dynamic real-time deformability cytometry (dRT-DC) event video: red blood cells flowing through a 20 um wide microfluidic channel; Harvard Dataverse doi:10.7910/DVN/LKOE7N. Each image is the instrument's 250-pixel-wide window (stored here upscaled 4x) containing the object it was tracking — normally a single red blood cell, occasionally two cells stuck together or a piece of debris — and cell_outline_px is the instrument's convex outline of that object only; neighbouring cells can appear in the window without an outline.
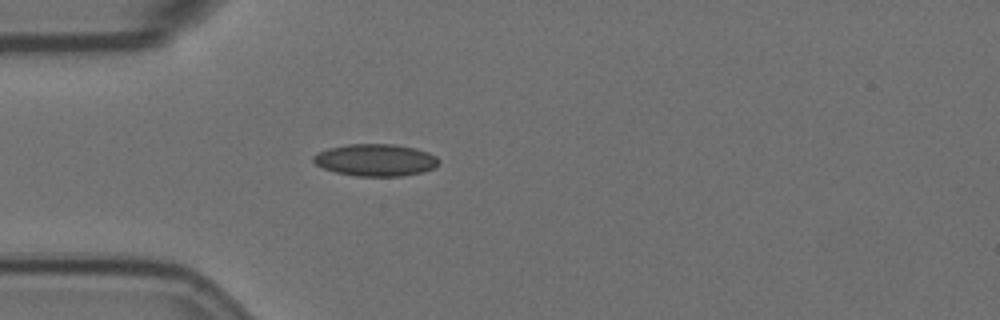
{"species": "Egyptian fruit bat (a non-hibernating species)", "species_latin": "Rousettus aegyptiacus", "temperature_condition": "room temperature", "stored_images_in_passage": 5, "camera_frame_rate_fps": 3000, "um_per_image_px": 0.085, "animal": {"sex": "female"}, "frame": {"image": 1, "passage_image": 5, "time_ms": 4.667, "image_size_px": [1000, 320], "cell_outline_px": [[440, 164], [436, 168], [420, 172], [400, 176], [356, 176], [336, 172], [324, 168], [316, 164], [312, 160], [312, 156], [316, 152], [328, 148], [348, 144], [392, 144], [416, 148], [428, 152], [436, 156], [440, 160]], "centroid_in_image_um": [31.93, 13.6], "position_along_channel_um": 53.1, "area_um2": 23.58}}